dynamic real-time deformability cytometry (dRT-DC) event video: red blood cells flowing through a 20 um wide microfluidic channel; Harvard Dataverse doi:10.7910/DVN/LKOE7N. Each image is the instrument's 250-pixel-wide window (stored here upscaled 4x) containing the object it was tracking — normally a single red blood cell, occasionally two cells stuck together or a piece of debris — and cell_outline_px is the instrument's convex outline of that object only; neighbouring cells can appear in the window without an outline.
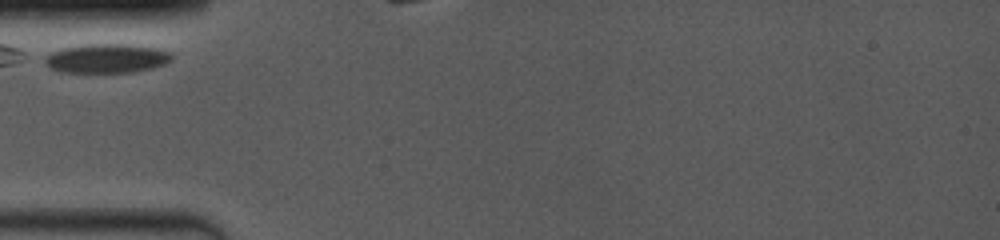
{"species": "common noctule bat (a hibernating species)", "species_latin": "Nyctalus noctula", "temperature_condition": "room temperature", "stored_images_in_passage": 7, "camera_frame_rate_fps": 4000, "um_per_image_px": 0.085, "animal": {"sex": "female", "body_mass_g": 19.0, "forearm_length_mm": 53.3}, "frame": {"image": 1, "passage_image": 1, "time_ms": 0.0, "image_size_px": [1000, 240], "cell_outline_px": [[172, 60], [164, 64], [152, 68], [136, 72], [60, 72], [48, 68], [44, 64], [44, 60], [52, 52], [64, 48], [88, 44], [124, 44], [152, 48], [168, 52], [172, 56]], "centroid_in_image_um": [9.03, 4.98], "position_along_channel_um": 76.0, "area_um2": 21.27}}